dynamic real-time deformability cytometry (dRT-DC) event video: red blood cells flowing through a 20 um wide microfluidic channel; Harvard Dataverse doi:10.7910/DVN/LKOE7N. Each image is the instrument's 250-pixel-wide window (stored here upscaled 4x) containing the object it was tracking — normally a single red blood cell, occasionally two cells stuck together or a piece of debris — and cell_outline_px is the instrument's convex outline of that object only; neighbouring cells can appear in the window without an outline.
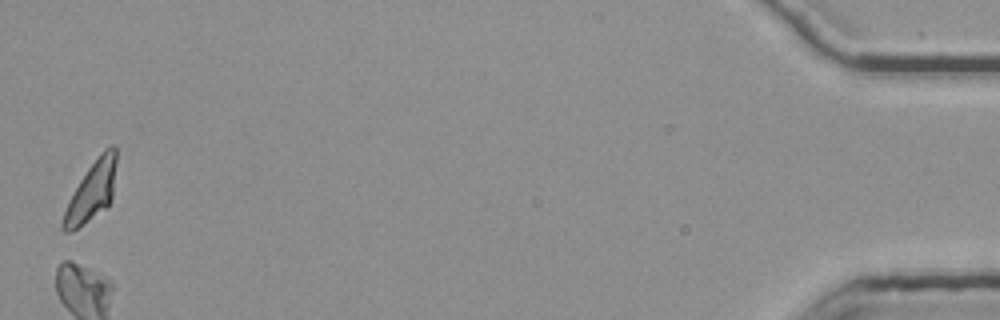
{"species": "common noctule bat (a hibernating species)", "species_latin": "Nyctalus noctula", "temperature_condition": "room temperature", "stored_images_in_passage": 48, "camera_frame_rate_fps": 3000, "um_per_image_px": 0.085, "animal": {"sex": "female", "body_mass_g": 25.1}, "frame": {"image": 1, "passage_image": 48, "time_ms": 15.667, "image_size_px": [1000, 320], "cell_outline_px": [[116, 160], [112, 200], [108, 208], [72, 232], [64, 232], [60, 228], [60, 224], [64, 212], [80, 180], [88, 168], [100, 152], [104, 148], [112, 144], [116, 144]], "centroid_in_image_um": [7.81, 16.28], "position_along_channel_um": 427.4, "area_um2": 18.55}}